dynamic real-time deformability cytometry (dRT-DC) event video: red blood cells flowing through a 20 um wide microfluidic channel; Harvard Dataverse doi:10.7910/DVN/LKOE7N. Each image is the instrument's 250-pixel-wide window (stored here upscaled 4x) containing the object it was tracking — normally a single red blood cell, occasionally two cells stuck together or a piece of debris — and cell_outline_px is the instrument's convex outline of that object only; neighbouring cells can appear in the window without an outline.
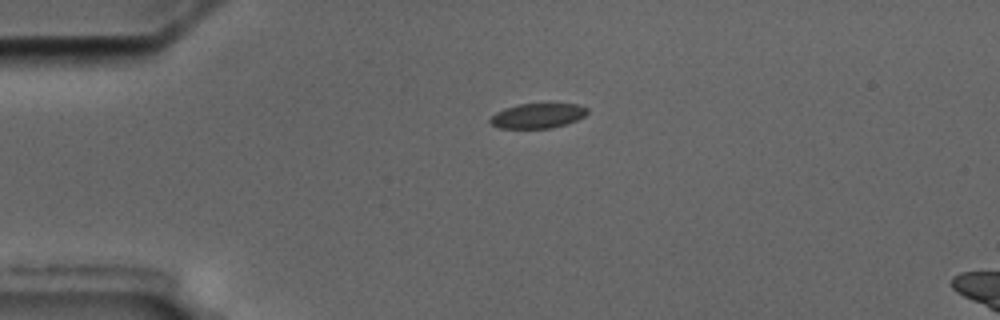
{"species": "common noctule bat (a hibernating species)", "species_latin": "Nyctalus noctula", "temperature_condition": "cold", "stored_images_in_passage": 44, "camera_frame_rate_fps": 3000, "um_per_image_px": 0.085, "animal": {"sex": "male", "body_mass_g": 17.5, "forearm_length_mm": 52.3}, "frame": {"image": 1, "passage_image": 1, "time_ms": 0.0, "image_size_px": [1000, 320], "cell_outline_px": [[588, 112], [584, 116], [576, 120], [552, 128], [500, 128], [492, 124], [488, 120], [496, 112], [504, 108], [520, 104], [576, 104], [588, 108]], "centroid_in_image_um": [45.69, 9.84], "position_along_channel_um": 39.3, "area_um2": 13.93}}
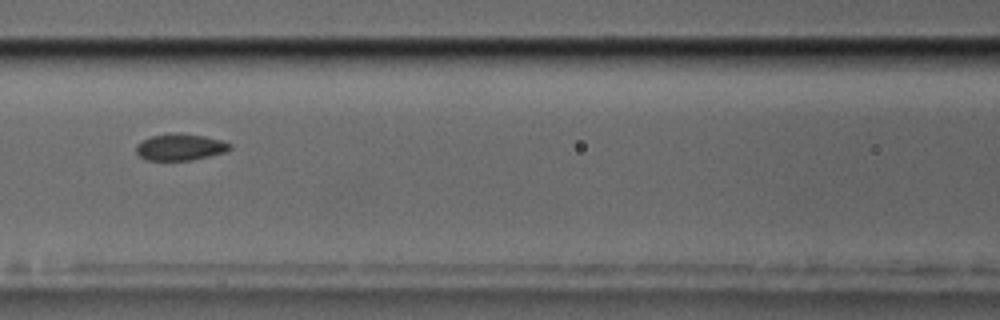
{"frame": {"image": 2, "passage_image": 13, "time_ms": 4.0, "image_size_px": [1000, 320], "cell_outline_px": [[232, 148], [228, 152], [192, 160], [144, 160], [136, 152], [136, 144], [152, 136], [172, 132], [180, 132], [204, 136], [220, 140], [232, 144]], "centroid_in_image_um": [15.34, 12.5], "position_along_channel_um": 151.3, "area_um2": 14.74}}
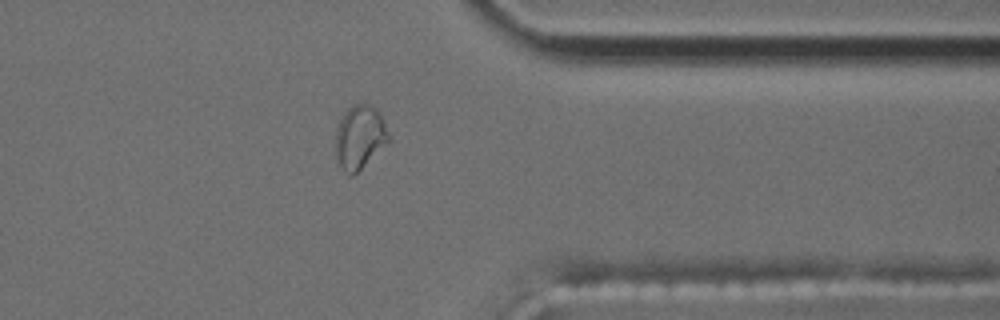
{"frame": {"image": 3, "passage_image": 33, "time_ms": 10.667, "image_size_px": [1000, 320], "cell_outline_px": [[388, 140], [352, 176], [348, 176], [340, 168], [336, 160], [336, 128], [344, 112], [352, 104], [368, 104], [376, 108], [384, 120], [388, 136]], "centroid_in_image_um": [30.52, 11.64], "position_along_channel_um": 380.9, "area_um2": 19.25}, "authors_computed_cell_mechanics": {"area_um2": 15.1147, "velocity_mm_per_s": 3.5561, "shape_relaxation_time_tau1_ms": 7.6454, "shape_relaxation_time_tau2_ms": 1.2816, "deformation_change_tau1": 0.1521, "deformation_change_tau2": 0.041}}